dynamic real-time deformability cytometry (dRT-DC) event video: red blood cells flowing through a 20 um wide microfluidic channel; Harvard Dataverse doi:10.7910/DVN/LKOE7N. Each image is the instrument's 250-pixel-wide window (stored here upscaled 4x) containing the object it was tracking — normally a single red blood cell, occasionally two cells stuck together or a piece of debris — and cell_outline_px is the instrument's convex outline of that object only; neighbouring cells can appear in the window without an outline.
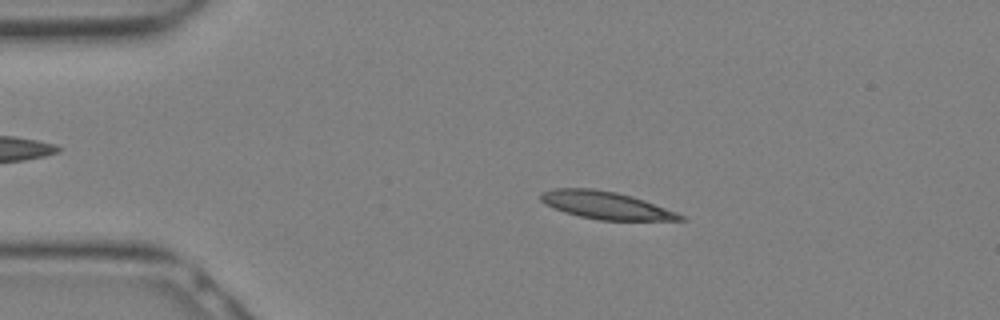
{"species": "Egyptian fruit bat (a non-hibernating species)", "species_latin": "Rousettus aegyptiacus", "temperature_condition": "warm", "stored_images_in_passage": 15, "camera_frame_rate_fps": 3000, "um_per_image_px": 0.085, "animal": {"sex": "female"}, "frame": {"image": 1, "passage_image": 5, "time_ms": 1.333, "image_size_px": [1000, 320], "cell_outline_px": [[688, 220], [600, 220], [580, 216], [564, 212], [544, 204], [540, 200], [540, 192], [552, 188], [592, 188], [616, 192], [632, 196], [644, 200], [676, 212], [684, 216]], "centroid_in_image_um": [51.45, 17.44], "position_along_channel_um": 33.5, "area_um2": 22.37}}
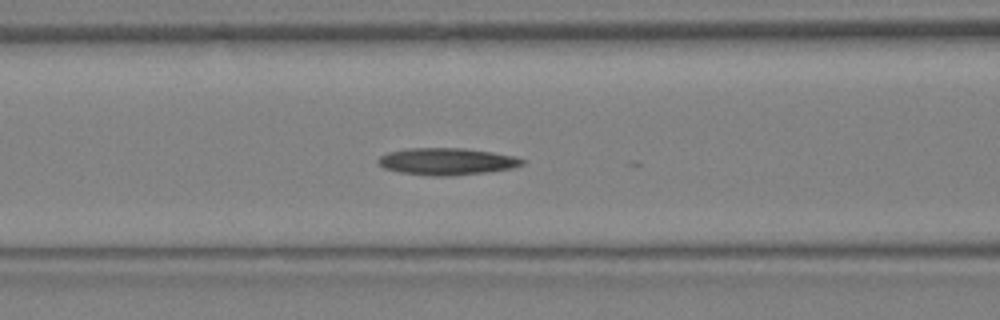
{"frame": {"image": 2, "passage_image": 11, "time_ms": 3.333, "image_size_px": [1000, 320], "cell_outline_px": [[524, 164], [512, 168], [484, 172], [448, 176], [432, 176], [400, 172], [384, 168], [376, 160], [380, 156], [388, 152], [408, 148], [464, 148], [492, 152], [516, 156], [524, 160]], "centroid_in_image_um": [37.97, 13.71], "position_along_channel_um": 128.6, "area_um2": 22.54}}
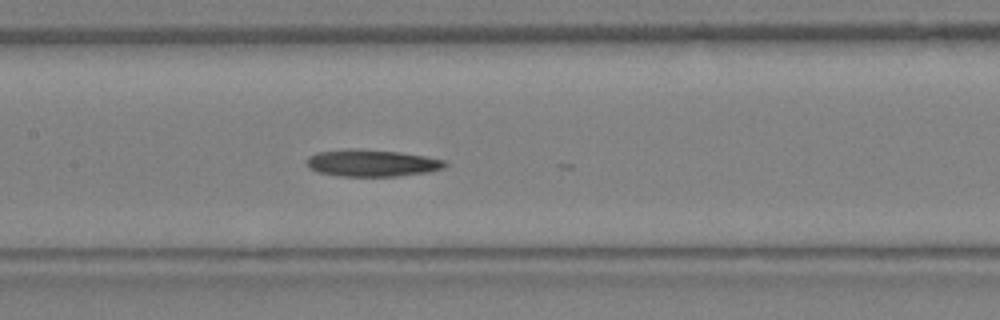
{"frame": {"image": 3, "passage_image": 13, "time_ms": 4.0, "image_size_px": [1000, 320], "cell_outline_px": [[448, 164], [444, 168], [428, 172], [396, 176], [340, 176], [320, 172], [308, 168], [308, 156], [316, 152], [348, 148], [360, 148], [400, 152], [424, 156], [444, 160]], "centroid_in_image_um": [31.6, 13.84], "position_along_channel_um": 175.8, "area_um2": 21.79}}